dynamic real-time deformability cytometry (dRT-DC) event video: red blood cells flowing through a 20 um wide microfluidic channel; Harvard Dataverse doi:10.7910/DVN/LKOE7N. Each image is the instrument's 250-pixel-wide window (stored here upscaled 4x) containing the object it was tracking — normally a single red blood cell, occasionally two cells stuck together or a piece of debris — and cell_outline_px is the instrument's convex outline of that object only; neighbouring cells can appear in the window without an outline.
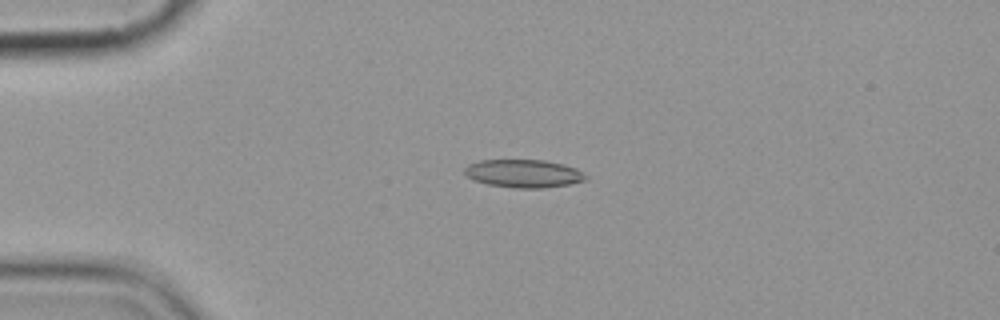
{"species": "common noctule bat (a hibernating species)", "species_latin": "Nyctalus noctula", "temperature_condition": "cold", "stored_images_in_passage": 5, "camera_frame_rate_fps": 3000, "um_per_image_px": 0.085, "animal": {"sex": "female", "body_mass_g": 19.9}, "frame": {"image": 1, "passage_image": 1, "time_ms": 0.0, "image_size_px": [1000, 320], "cell_outline_px": [[588, 180], [568, 184], [544, 188], [516, 188], [488, 184], [472, 180], [464, 172], [464, 168], [468, 164], [480, 160], [544, 160], [564, 164], [576, 168], [584, 172], [588, 176]], "centroid_in_image_um": [44.53, 14.75], "position_along_channel_um": 40.5, "area_um2": 19.94}}
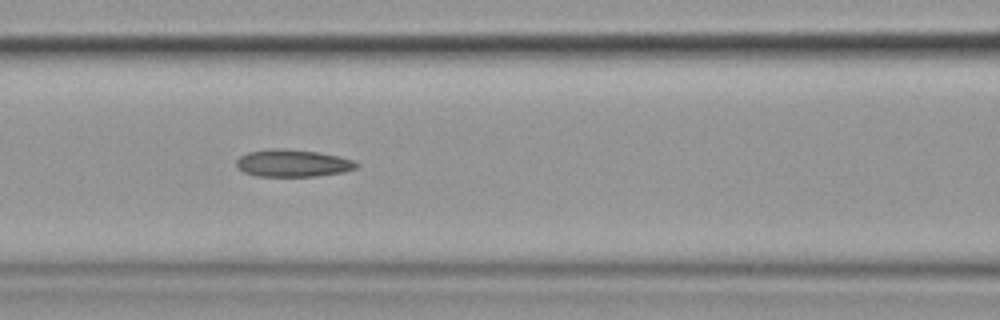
{"frame": {"image": 2, "passage_image": 4, "time_ms": 3.667, "image_size_px": [1000, 320], "cell_outline_px": [[360, 164], [356, 168], [344, 172], [316, 176], [256, 176], [244, 172], [236, 164], [236, 160], [240, 156], [248, 152], [272, 148], [284, 148], [316, 152], [340, 156], [356, 160]], "centroid_in_image_um": [24.92, 13.86], "position_along_channel_um": 141.7, "area_um2": 19.19}}
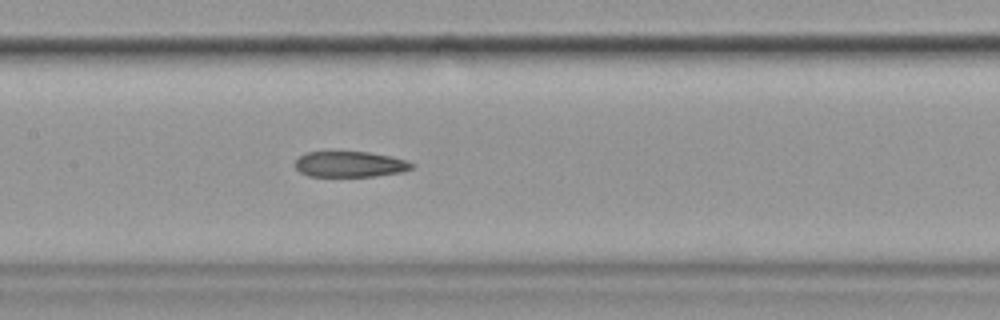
{"frame": {"image": 3, "passage_image": 5, "time_ms": 4.667, "image_size_px": [1000, 320], "cell_outline_px": [[416, 164], [412, 168], [400, 172], [376, 176], [308, 176], [300, 172], [296, 168], [296, 160], [300, 156], [308, 152], [368, 152], [388, 156], [404, 160]], "centroid_in_image_um": [29.74, 13.96], "position_along_channel_um": 177.7, "area_um2": 17.22}}